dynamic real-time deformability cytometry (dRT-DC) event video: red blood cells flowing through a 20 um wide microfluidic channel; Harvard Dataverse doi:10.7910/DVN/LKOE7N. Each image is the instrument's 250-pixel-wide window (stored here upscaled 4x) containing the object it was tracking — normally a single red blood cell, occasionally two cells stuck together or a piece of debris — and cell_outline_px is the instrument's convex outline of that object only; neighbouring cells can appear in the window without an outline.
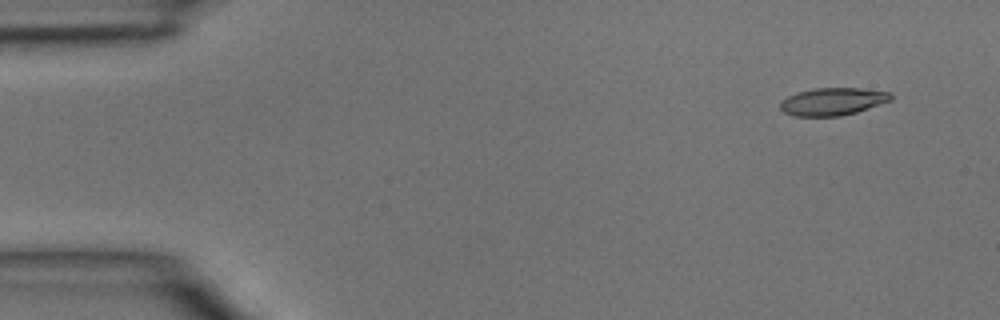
{"species": "common noctule bat (a hibernating species)", "species_latin": "Nyctalus noctula", "temperature_condition": "room temperature", "stored_images_in_passage": 3, "camera_frame_rate_fps": 3000, "um_per_image_px": 0.085, "animal": {"sex": "male", "body_mass_g": 15.6}, "frame": {"image": 1, "passage_image": 1, "time_ms": 0.0, "image_size_px": [1000, 320], "cell_outline_px": [[892, 100], [856, 112], [840, 116], [792, 116], [784, 112], [780, 108], [780, 100], [796, 92], [816, 88], [860, 88], [892, 92]], "centroid_in_image_um": [70.76, 8.62], "position_along_channel_um": 14.2, "area_um2": 17.86}}
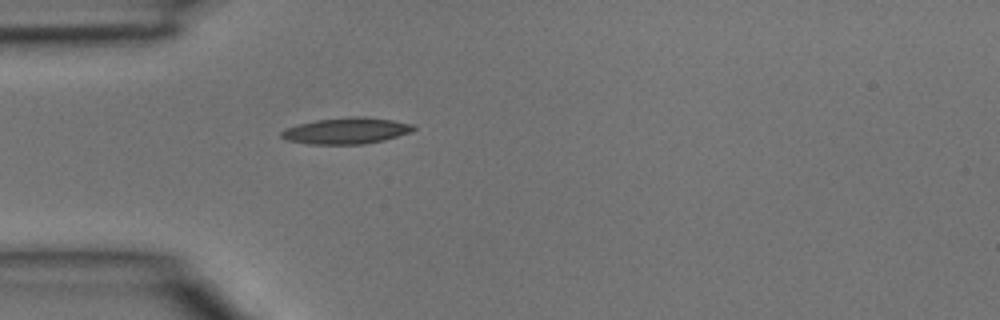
{"frame": {"image": 2, "passage_image": 3, "time_ms": 0.667, "image_size_px": [1000, 320], "cell_outline_px": [[416, 128], [408, 132], [384, 140], [364, 144], [308, 144], [288, 140], [280, 136], [280, 132], [288, 128], [300, 124], [316, 120], [352, 116], [364, 116], [392, 120], [412, 124]], "centroid_in_image_um": [29.43, 11.11], "position_along_channel_um": 55.6, "area_um2": 19.94}}